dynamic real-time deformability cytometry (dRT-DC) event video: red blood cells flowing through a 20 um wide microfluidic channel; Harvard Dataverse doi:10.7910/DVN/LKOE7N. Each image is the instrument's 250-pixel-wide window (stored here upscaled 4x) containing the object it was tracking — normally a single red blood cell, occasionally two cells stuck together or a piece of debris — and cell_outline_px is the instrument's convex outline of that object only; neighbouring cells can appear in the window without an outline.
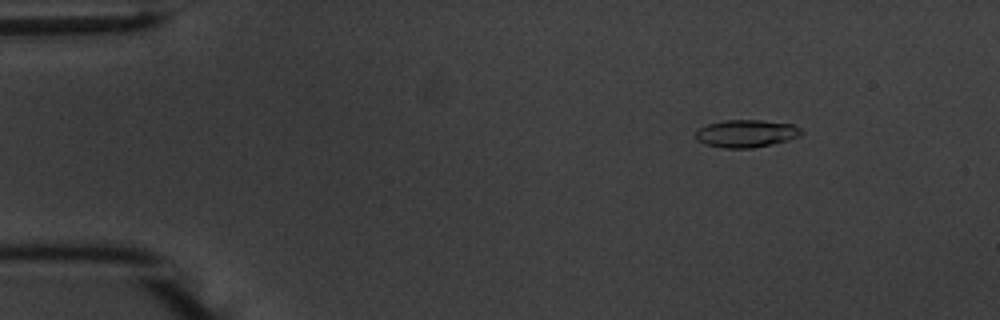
{"species": "common noctule bat (a hibernating species)", "species_latin": "Nyctalus noctula", "temperature_condition": "warm", "stored_images_in_passage": 55, "camera_frame_rate_fps": 3000, "um_per_image_px": 0.085, "animal": {"sex": "male", "body_mass_g": 20.1, "forearm_length_mm": 53.5}, "frame": {"image": 1, "passage_image": 8, "time_ms": 2.333, "image_size_px": [1000, 320], "cell_outline_px": [[800, 136], [788, 140], [752, 148], [724, 148], [708, 144], [696, 140], [696, 132], [700, 128], [708, 124], [724, 120], [760, 120], [792, 124], [800, 128]], "centroid_in_image_um": [63.42, 11.34], "position_along_channel_um": 21.6, "area_um2": 16.7}}
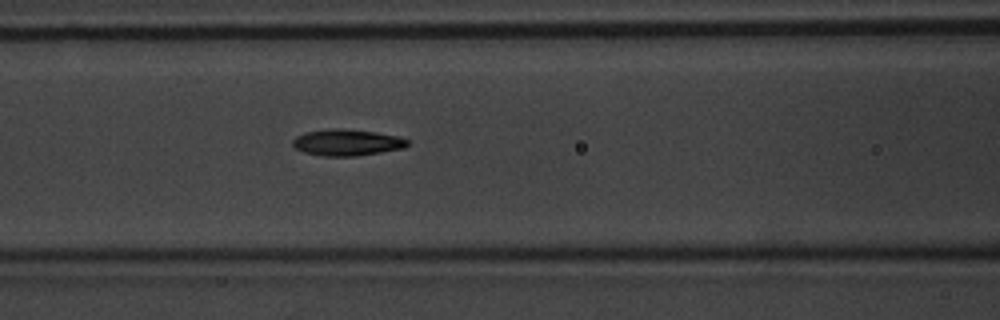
{"frame": {"image": 2, "passage_image": 24, "time_ms": 7.667, "image_size_px": [1000, 320], "cell_outline_px": [[408, 144], [404, 148], [356, 156], [324, 156], [304, 152], [296, 148], [292, 144], [292, 140], [296, 136], [304, 132], [332, 128], [340, 128], [376, 132], [396, 136], [408, 140]], "centroid_in_image_um": [29.46, 12.1], "position_along_channel_um": 137.1, "area_um2": 17.57}}
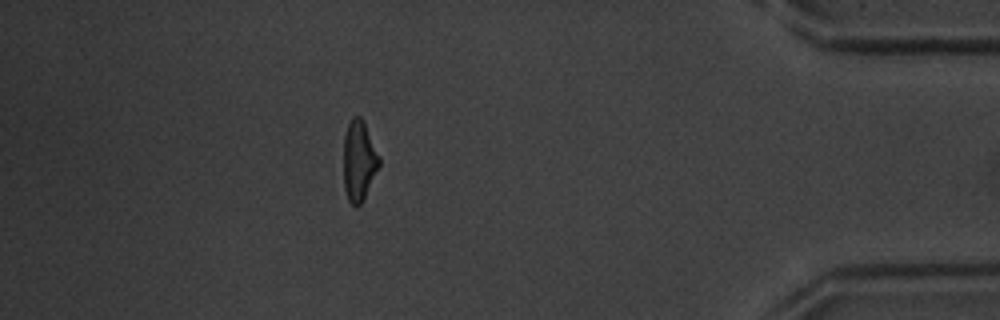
{"frame": {"image": 3, "passage_image": 49, "time_ms": 16.0, "image_size_px": [1000, 320], "cell_outline_px": [[380, 164], [364, 200], [356, 208], [348, 200], [344, 188], [344, 136], [348, 124], [352, 116], [360, 116], [364, 120], [380, 156]], "centroid_in_image_um": [30.52, 13.66], "position_along_channel_um": 404.7, "area_um2": 16.94}, "authors_computed_cell_mechanics": {"area_um2": 16.8776, "velocity_mm_per_s": 3.7389, "shape_relaxation_time_tau1_ms": 3.7242, "shape_relaxation_time_tau2_ms": 3.2764, "deformation_change_tau1": 0.2009, "deformation_change_tau2": 0.1241}}